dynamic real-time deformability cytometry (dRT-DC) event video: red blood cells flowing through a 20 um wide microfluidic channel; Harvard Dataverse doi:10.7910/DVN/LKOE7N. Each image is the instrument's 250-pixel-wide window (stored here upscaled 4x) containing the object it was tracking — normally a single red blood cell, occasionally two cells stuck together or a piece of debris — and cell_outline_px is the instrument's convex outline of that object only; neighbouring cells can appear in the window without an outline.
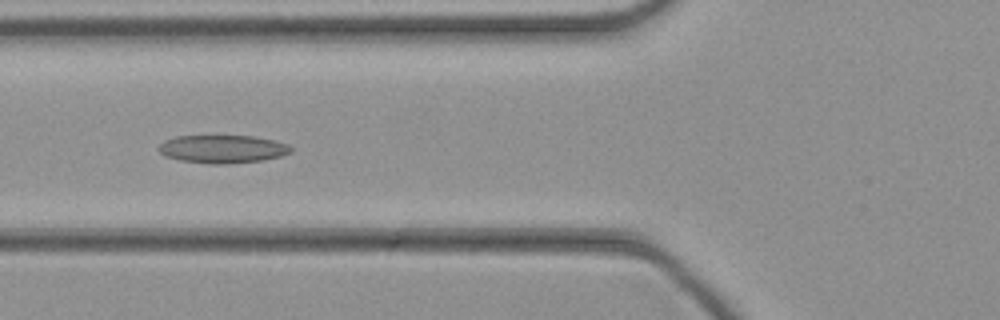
{"species": "common noctule bat (a hibernating species)", "species_latin": "Nyctalus noctula", "temperature_condition": "cold", "stored_images_in_passage": 32, "camera_frame_rate_fps": 3000, "um_per_image_px": 0.085, "animal": {"sex": "female", "body_mass_g": 21.9}, "frame": {"image": 1, "passage_image": 7, "time_ms": 2.0, "image_size_px": [1000, 320], "cell_outline_px": [[292, 152], [280, 156], [264, 160], [228, 164], [208, 164], [180, 160], [164, 156], [160, 152], [160, 144], [164, 140], [176, 136], [252, 136], [276, 140], [288, 144], [292, 148]], "centroid_in_image_um": [18.94, 12.67], "position_along_channel_um": 106.9, "area_um2": 21.73}}
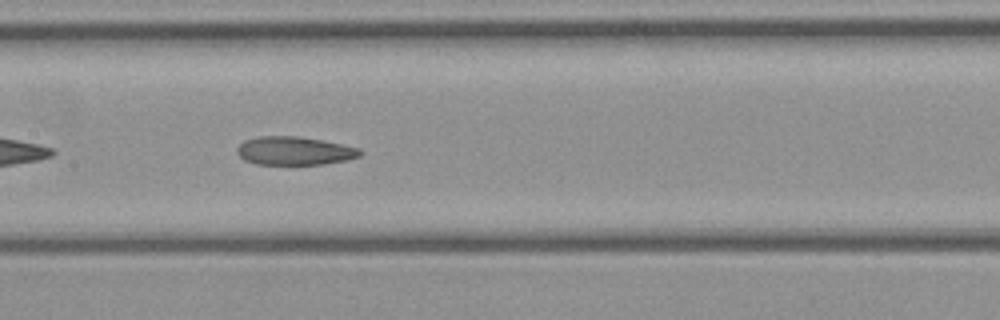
{"frame": {"image": 2, "passage_image": 12, "time_ms": 3.667, "image_size_px": [1000, 320], "cell_outline_px": [[364, 152], [360, 156], [348, 160], [324, 164], [256, 164], [244, 160], [236, 152], [236, 148], [244, 140], [260, 136], [296, 136], [344, 144], [360, 148]], "centroid_in_image_um": [25.05, 12.82], "position_along_channel_um": 182.3, "area_um2": 20.46}}
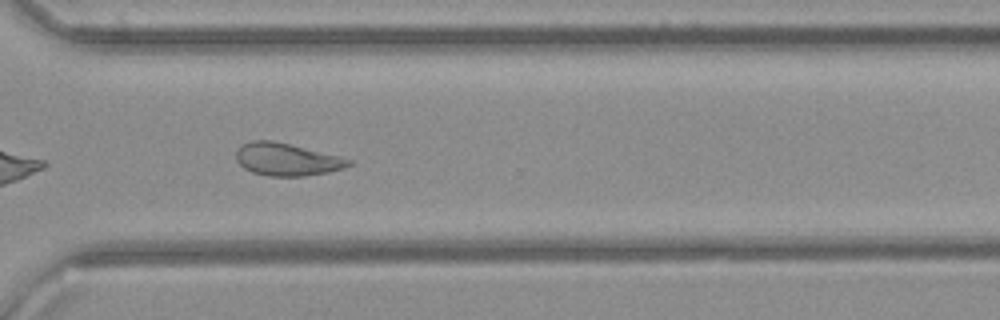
{"frame": {"image": 3, "passage_image": 23, "time_ms": 7.333, "image_size_px": [1000, 320], "cell_outline_px": [[352, 164], [344, 168], [328, 172], [304, 176], [268, 176], [252, 172], [244, 168], [236, 160], [236, 152], [244, 144], [252, 140], [272, 140], [340, 156], [352, 160]], "centroid_in_image_um": [24.39, 13.56], "position_along_channel_um": 346.2, "area_um2": 21.21}}